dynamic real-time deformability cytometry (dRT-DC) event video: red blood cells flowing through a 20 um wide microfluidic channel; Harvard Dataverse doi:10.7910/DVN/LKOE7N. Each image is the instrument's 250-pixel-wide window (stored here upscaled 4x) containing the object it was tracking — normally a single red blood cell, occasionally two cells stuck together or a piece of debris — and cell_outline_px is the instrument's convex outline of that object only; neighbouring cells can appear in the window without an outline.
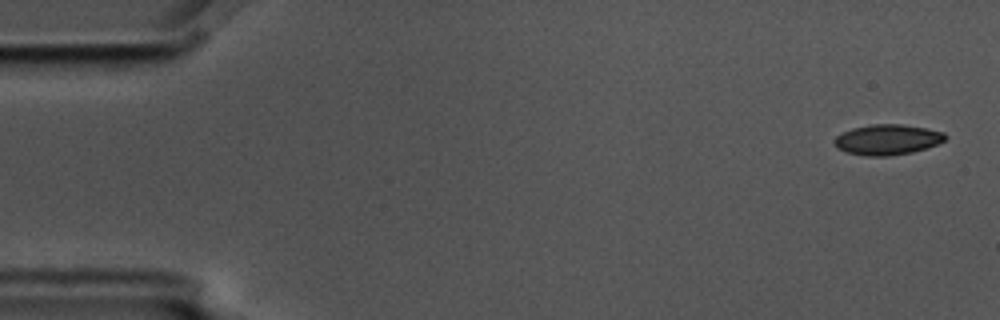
{"species": "common noctule bat (a hibernating species)", "species_latin": "Nyctalus noctula", "temperature_condition": "cold", "stored_images_in_passage": 4, "camera_frame_rate_fps": 3000, "um_per_image_px": 0.085, "animal": {"sex": "male", "body_mass_g": 17.5, "forearm_length_mm": 52.3}, "frame": {"image": 1, "passage_image": 1, "time_ms": 0.0, "image_size_px": [1000, 320], "cell_outline_px": [[948, 136], [944, 140], [936, 144], [912, 152], [888, 156], [864, 156], [848, 152], [836, 148], [836, 136], [852, 128], [872, 124], [904, 124], [928, 128], [944, 132]], "centroid_in_image_um": [75.45, 11.86], "position_along_channel_um": 9.5, "area_um2": 19.54}}
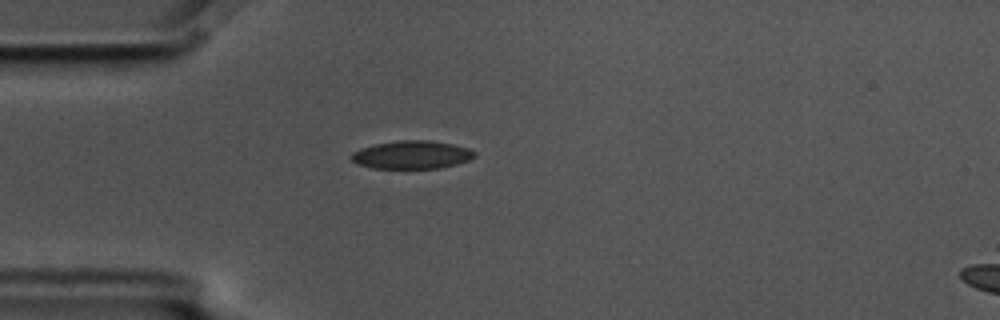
{"frame": {"image": 2, "passage_image": 4, "time_ms": 1.0, "image_size_px": [1000, 320], "cell_outline_px": [[476, 156], [468, 160], [456, 164], [440, 168], [372, 168], [356, 164], [352, 160], [352, 152], [360, 148], [376, 144], [396, 140], [428, 140], [452, 144], [468, 148], [476, 152]], "centroid_in_image_um": [35.0, 13.15], "position_along_channel_um": 50.0, "area_um2": 20.17}}